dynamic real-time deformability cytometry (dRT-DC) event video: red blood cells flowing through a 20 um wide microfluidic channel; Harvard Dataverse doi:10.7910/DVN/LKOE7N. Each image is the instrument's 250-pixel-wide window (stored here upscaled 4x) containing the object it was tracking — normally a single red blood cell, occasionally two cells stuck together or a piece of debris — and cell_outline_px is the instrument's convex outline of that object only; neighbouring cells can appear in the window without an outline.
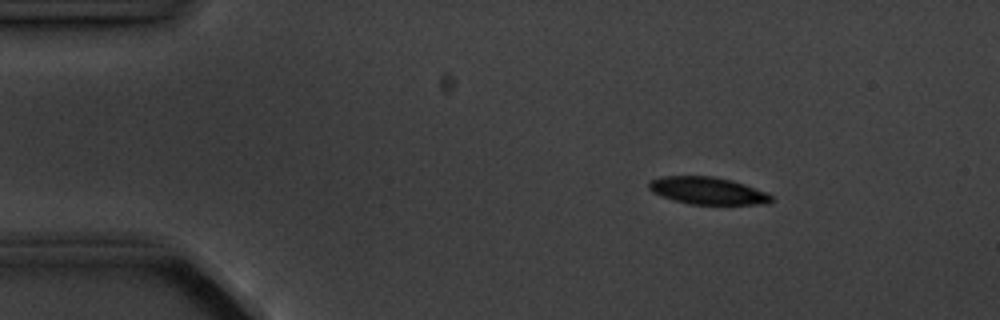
{"species": "common noctule bat (a hibernating species)", "species_latin": "Nyctalus noctula", "temperature_condition": "cold", "stored_images_in_passage": 4, "camera_frame_rate_fps": 3000, "um_per_image_px": 0.085, "animal": {"sex": "male", "body_mass_g": 20.1, "forearm_length_mm": 53.5}, "frame": {"image": 1, "passage_image": 3, "time_ms": 2.333, "image_size_px": [1000, 320], "cell_outline_px": [[776, 200], [768, 204], [688, 204], [672, 200], [660, 196], [652, 192], [648, 188], [648, 184], [652, 180], [660, 176], [712, 176], [732, 180], [744, 184], [764, 192], [772, 196]], "centroid_in_image_um": [60.13, 16.22], "position_along_channel_um": 24.9, "area_um2": 19.54}}